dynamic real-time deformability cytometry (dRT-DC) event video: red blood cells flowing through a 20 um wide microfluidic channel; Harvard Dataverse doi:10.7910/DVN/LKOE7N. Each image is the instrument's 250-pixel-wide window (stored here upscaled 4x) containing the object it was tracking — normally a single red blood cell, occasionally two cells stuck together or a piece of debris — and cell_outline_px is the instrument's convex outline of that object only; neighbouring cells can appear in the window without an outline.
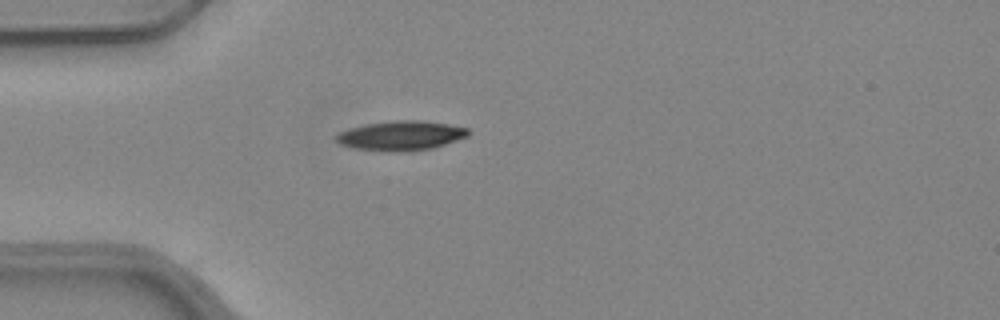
{"species": "common noctule bat (a hibernating species)", "species_latin": "Nyctalus noctula", "temperature_condition": "warm", "stored_images_in_passage": 38, "camera_frame_rate_fps": 3000, "um_per_image_px": 0.085, "animal": {"sex": "female", "body_mass_g": 24.6, "forearm_length_mm": 56.2}, "frame": {"image": 1, "passage_image": 1, "time_ms": 0.0, "image_size_px": [1000, 320], "cell_outline_px": [[472, 132], [468, 136], [432, 148], [400, 152], [396, 152], [352, 148], [340, 144], [336, 140], [336, 136], [340, 132], [348, 128], [368, 124], [392, 120], [420, 120], [448, 124], [468, 128]], "centroid_in_image_um": [34.09, 11.52], "position_along_channel_um": 50.9, "area_um2": 22.66}}
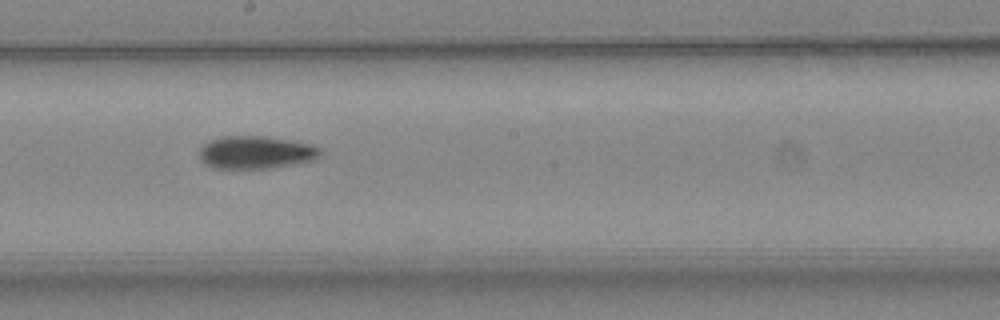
{"frame": {"image": 2, "passage_image": 15, "time_ms": 4.667, "image_size_px": [1000, 320], "cell_outline_px": [[320, 156], [312, 160], [268, 168], [212, 168], [200, 160], [200, 148], [208, 140], [220, 136], [264, 136], [312, 144], [320, 148]], "centroid_in_image_um": [21.7, 12.94], "position_along_channel_um": 226.5, "area_um2": 22.95}}
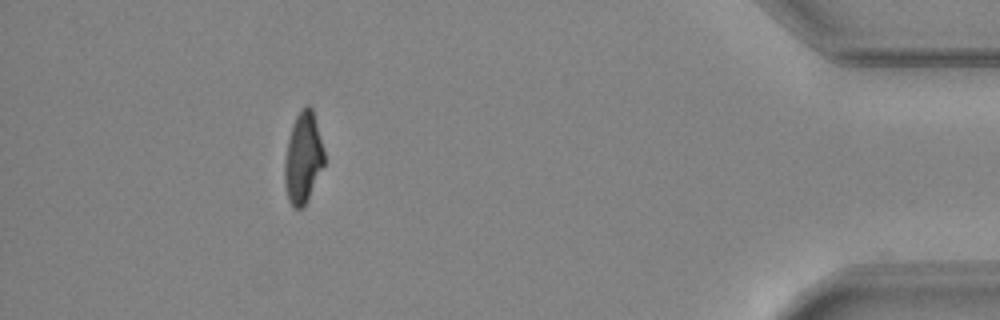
{"frame": {"image": 3, "passage_image": 33, "time_ms": 10.667, "image_size_px": [1000, 320], "cell_outline_px": [[324, 164], [308, 200], [300, 208], [292, 208], [288, 200], [284, 184], [284, 160], [288, 140], [292, 124], [300, 108], [308, 104], [312, 108], [324, 152]], "centroid_in_image_um": [25.74, 13.43], "position_along_channel_um": 409.5, "area_um2": 20.98}, "authors_computed_cell_mechanics": {"area_um2": 22.5709, "velocity_mm_per_s": 4.0086, "shape_relaxation_time_tau1_ms": 5.8442, "shape_relaxation_time_tau2_ms": 8.544, "deformation_change_tau1": 0.1967, "deformation_change_tau2": 0.1757}}